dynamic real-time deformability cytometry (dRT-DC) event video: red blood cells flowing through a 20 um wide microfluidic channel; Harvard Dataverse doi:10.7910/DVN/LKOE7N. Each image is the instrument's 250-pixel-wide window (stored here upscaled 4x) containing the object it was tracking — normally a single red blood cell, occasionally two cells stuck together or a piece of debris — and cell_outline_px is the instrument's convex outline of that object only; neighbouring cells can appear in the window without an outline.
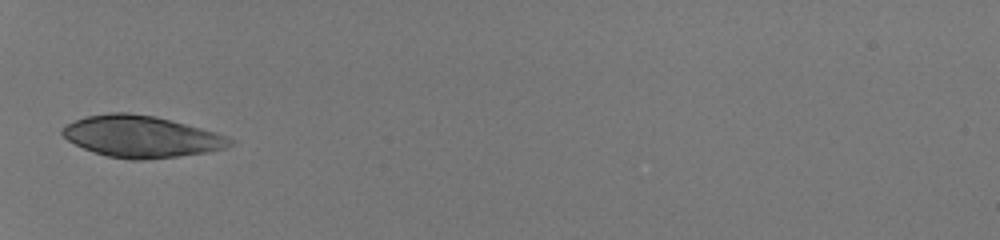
{"species": "human", "species_latin": "Homo sapiens", "temperature_condition": "room temperature", "stored_images_in_passage": 23, "camera_frame_rate_fps": 3000, "um_per_image_px": 0.085, "donor": {"sex": "male"}, "frame": {"image": 1, "passage_image": 1, "time_ms": 0.0, "image_size_px": [1000, 240], "cell_outline_px": [[232, 144], [224, 148], [204, 152], [176, 156], [144, 160], [132, 160], [108, 156], [84, 148], [68, 140], [60, 132], [68, 124], [76, 120], [88, 116], [108, 112], [128, 112], [156, 116], [172, 120], [216, 132], [232, 140]], "centroid_in_image_um": [12.0, 11.59], "position_along_channel_um": 73.0, "area_um2": 40.11}}
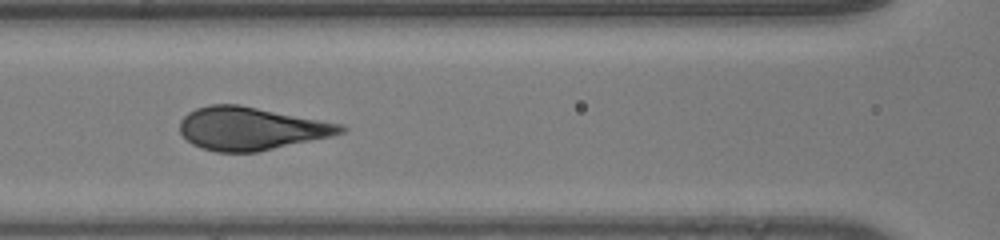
{"frame": {"image": 2, "passage_image": 7, "time_ms": 2.0, "image_size_px": [1000, 240], "cell_outline_px": [[348, 128], [344, 132], [332, 136], [260, 152], [216, 152], [200, 148], [192, 144], [180, 132], [180, 120], [188, 112], [196, 108], [208, 104], [240, 104], [344, 124]], "centroid_in_image_um": [21.36, 10.92], "position_along_channel_um": 145.2, "area_um2": 40.75}}
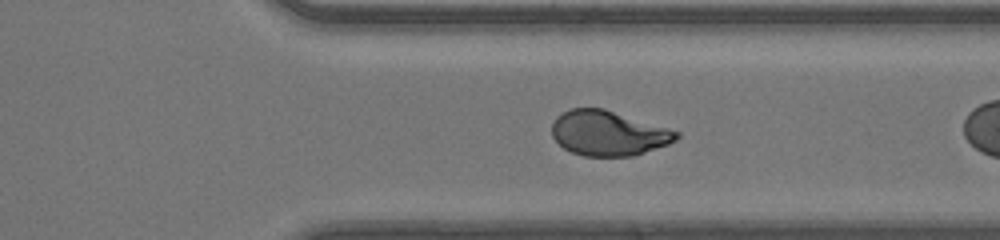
{"frame": {"image": 3, "passage_image": 20, "time_ms": 6.333, "image_size_px": [1000, 240], "cell_outline_px": [[680, 136], [676, 140], [668, 144], [632, 156], [584, 156], [572, 152], [564, 148], [552, 136], [552, 124], [556, 116], [568, 108], [604, 108], [668, 128], [680, 132]], "centroid_in_image_um": [51.69, 11.31], "position_along_channel_um": 359.7, "area_um2": 32.54}}